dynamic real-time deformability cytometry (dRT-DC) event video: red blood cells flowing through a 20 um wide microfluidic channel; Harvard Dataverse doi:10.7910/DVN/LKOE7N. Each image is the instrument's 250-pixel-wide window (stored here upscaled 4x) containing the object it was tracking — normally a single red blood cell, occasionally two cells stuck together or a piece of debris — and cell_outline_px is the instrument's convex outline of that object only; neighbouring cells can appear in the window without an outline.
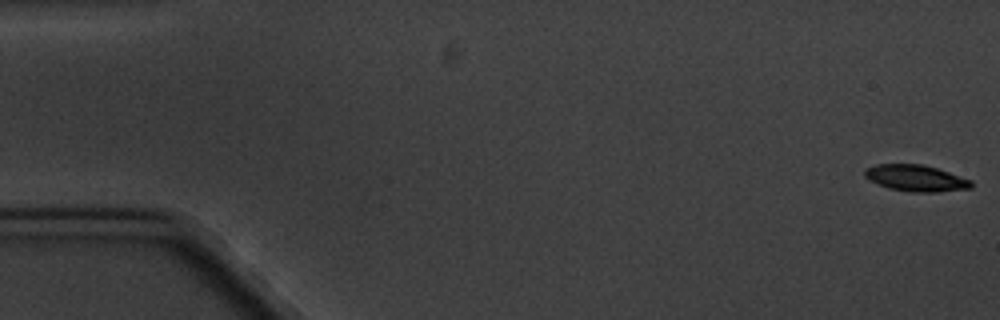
{"species": "common noctule bat (a hibernating species)", "species_latin": "Nyctalus noctula", "temperature_condition": "cold", "stored_images_in_passage": 7, "camera_frame_rate_fps": 3000, "um_per_image_px": 0.085, "animal": {"sex": "male", "body_mass_g": 20.1, "forearm_length_mm": 53.5}, "frame": {"image": 1, "passage_image": 1, "time_ms": 0.0, "image_size_px": [1000, 320], "cell_outline_px": [[972, 188], [936, 192], [912, 192], [888, 188], [876, 184], [868, 180], [864, 176], [864, 168], [876, 164], [920, 164], [936, 168], [972, 180]], "centroid_in_image_um": [77.8, 15.14], "position_along_channel_um": 7.2, "area_um2": 16.47}}
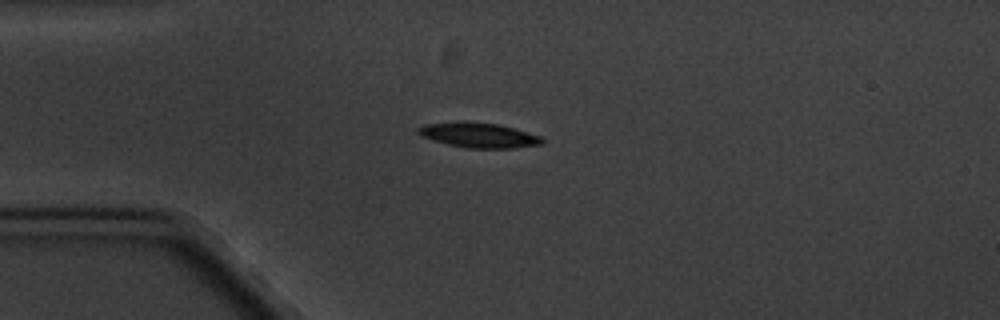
{"frame": {"image": 2, "passage_image": 4, "time_ms": 4.667, "image_size_px": [1000, 320], "cell_outline_px": [[544, 144], [512, 148], [468, 148], [448, 144], [432, 140], [420, 136], [416, 132], [416, 128], [424, 124], [460, 120], [464, 120], [496, 124], [512, 128], [540, 136], [544, 140]], "centroid_in_image_um": [40.61, 11.47], "position_along_channel_um": 44.4, "area_um2": 18.21}}